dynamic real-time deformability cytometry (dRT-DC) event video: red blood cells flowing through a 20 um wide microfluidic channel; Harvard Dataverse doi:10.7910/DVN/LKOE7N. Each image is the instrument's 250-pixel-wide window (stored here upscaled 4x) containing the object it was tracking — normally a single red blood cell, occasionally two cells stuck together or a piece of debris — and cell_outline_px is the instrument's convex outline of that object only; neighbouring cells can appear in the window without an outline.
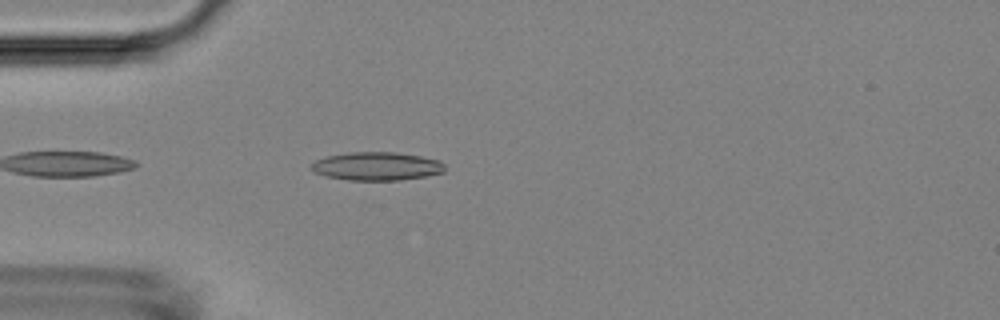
{"species": "Egyptian fruit bat (a non-hibernating species)", "species_latin": "Rousettus aegyptiacus", "temperature_condition": "room temperature", "stored_images_in_passage": 37, "camera_frame_rate_fps": 3000, "um_per_image_px": 0.085, "animal": {"sex": "female"}, "frame": {"image": 1, "passage_image": 3, "time_ms": 0.667, "image_size_px": [1000, 320], "cell_outline_px": [[444, 172], [424, 176], [400, 180], [348, 180], [328, 176], [316, 172], [308, 168], [316, 160], [328, 156], [352, 152], [396, 152], [420, 156], [440, 160], [444, 164]], "centroid_in_image_um": [32.04, 14.12], "position_along_channel_um": 53.0, "area_um2": 21.85}}
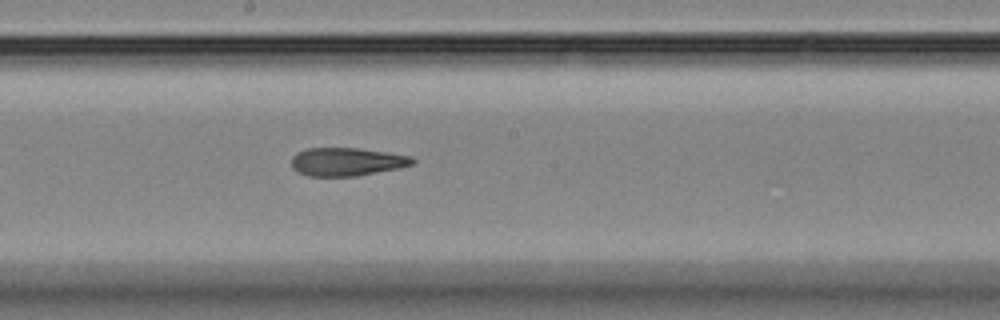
{"frame": {"image": 2, "passage_image": 17, "time_ms": 5.333, "image_size_px": [1000, 320], "cell_outline_px": [[416, 160], [412, 164], [400, 168], [356, 176], [308, 176], [296, 172], [292, 168], [292, 156], [296, 152], [308, 148], [356, 148], [412, 156]], "centroid_in_image_um": [29.45, 13.75], "position_along_channel_um": 218.8, "area_um2": 19.94}}
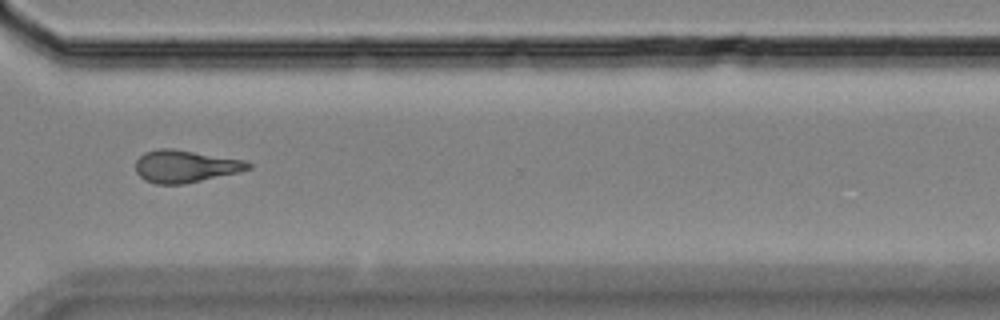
{"frame": {"image": 3, "passage_image": 28, "time_ms": 9.0, "image_size_px": [1000, 320], "cell_outline_px": [[252, 168], [240, 172], [184, 184], [156, 184], [144, 180], [136, 172], [136, 160], [144, 152], [160, 148], [172, 148], [244, 160], [252, 164]], "centroid_in_image_um": [15.75, 14.13], "position_along_channel_um": 354.9, "area_um2": 21.27}, "authors_computed_cell_mechanics": {"area_um2": 20.6346, "velocity_mm_per_s": 3.7108, "shape_relaxation_time_tau1_ms": null, "shape_relaxation_time_tau2_ms": 4.2587, "deformation_change_tau1": null, "deformation_change_tau2": 0.1443}}